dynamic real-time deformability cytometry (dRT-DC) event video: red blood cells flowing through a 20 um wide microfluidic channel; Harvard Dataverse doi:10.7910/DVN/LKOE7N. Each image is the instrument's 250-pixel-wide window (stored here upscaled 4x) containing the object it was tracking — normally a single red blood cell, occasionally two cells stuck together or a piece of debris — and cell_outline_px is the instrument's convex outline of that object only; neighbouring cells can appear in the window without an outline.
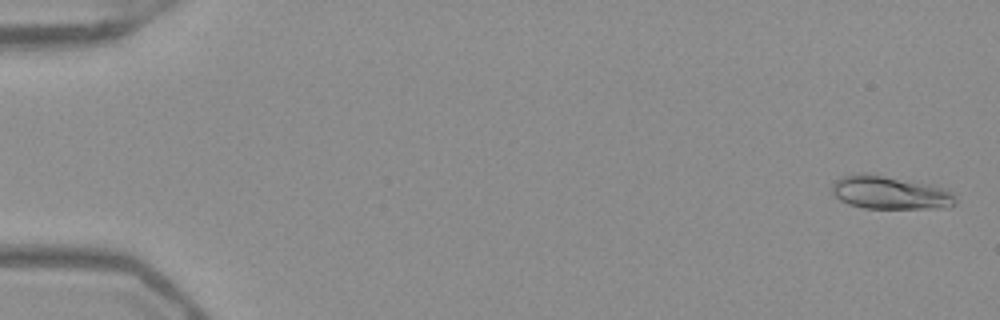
{"species": "Egyptian fruit bat (a non-hibernating species)", "species_latin": "Rousettus aegyptiacus", "temperature_condition": "warm", "stored_images_in_passage": 53, "camera_frame_rate_fps": 3000, "um_per_image_px": 0.085, "frame": {"image": 1, "passage_image": 2, "time_ms": 0.333, "image_size_px": [1000, 320], "cell_outline_px": [[956, 204], [948, 208], [864, 208], [848, 204], [840, 200], [832, 192], [832, 184], [836, 180], [844, 176], [860, 172], [864, 172], [928, 184], [944, 188], [952, 192], [956, 196]], "centroid_in_image_um": [75.67, 16.38], "position_along_channel_um": 9.3, "area_um2": 23.93}}
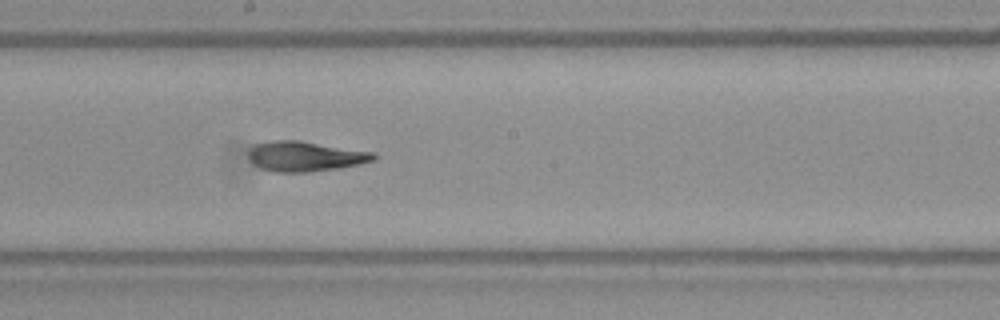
{"frame": {"image": 2, "passage_image": 30, "time_ms": 9.667, "image_size_px": [1000, 320], "cell_outline_px": [[376, 160], [360, 164], [340, 168], [308, 172], [276, 172], [264, 168], [256, 164], [248, 156], [248, 152], [256, 144], [268, 140], [300, 140], [376, 152]], "centroid_in_image_um": [26.02, 13.27], "position_along_channel_um": 222.2, "area_um2": 21.96}}
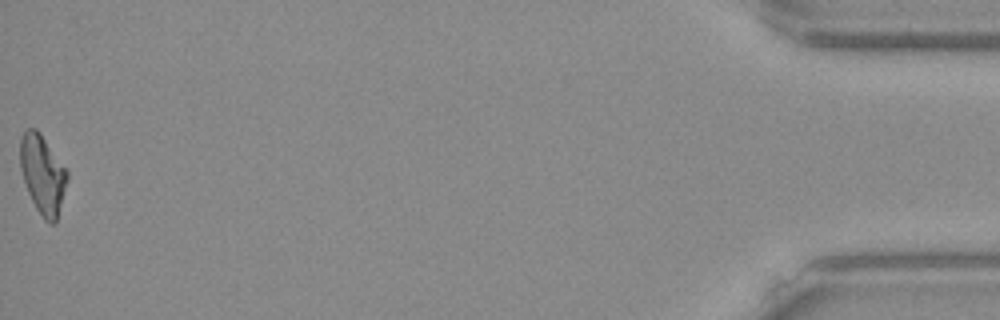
{"frame": {"image": 3, "passage_image": 53, "time_ms": 17.333, "image_size_px": [1000, 320], "cell_outline_px": [[68, 180], [56, 224], [48, 224], [44, 220], [36, 208], [28, 192], [20, 168], [20, 136], [28, 128], [36, 128], [40, 132], [68, 172]], "centroid_in_image_um": [3.63, 14.84], "position_along_channel_um": 431.6, "area_um2": 21.68}, "authors_computed_cell_mechanics": {"area_um2": 21.8484, "velocity_mm_per_s": 3.9473, "shape_relaxation_time_tau1_ms": 11.0509, "shape_relaxation_time_tau2_ms": 3.7215, "deformation_change_tau1": 0.2958, "deformation_change_tau2": 0.1089}}